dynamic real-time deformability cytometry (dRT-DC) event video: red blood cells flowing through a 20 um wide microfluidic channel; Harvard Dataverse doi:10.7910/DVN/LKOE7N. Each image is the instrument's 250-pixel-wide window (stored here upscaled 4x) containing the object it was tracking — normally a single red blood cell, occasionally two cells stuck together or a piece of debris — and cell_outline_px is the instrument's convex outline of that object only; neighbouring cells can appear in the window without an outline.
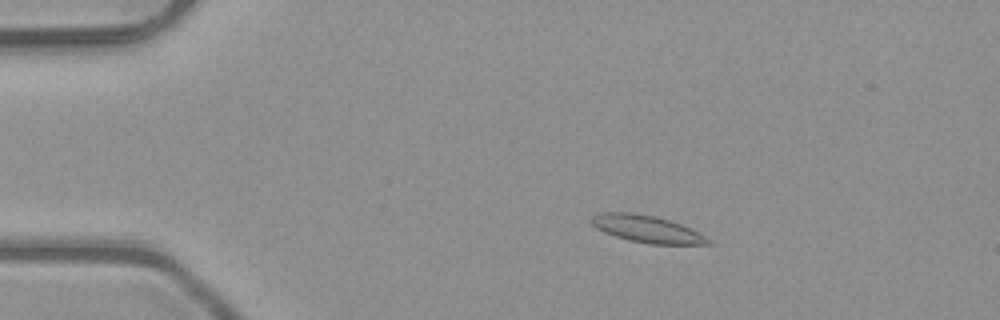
{"species": "common noctule bat (a hibernating species)", "species_latin": "Nyctalus noctula", "temperature_condition": "room temperature", "stored_images_in_passage": 4, "camera_frame_rate_fps": 3000, "um_per_image_px": 0.085, "animal": {"sex": "male", "body_mass_g": 23.1, "forearm_length_mm": 52.7}, "frame": {"image": 1, "passage_image": 3, "time_ms": 0.667, "image_size_px": [1000, 320], "cell_outline_px": [[712, 244], [648, 244], [628, 240], [604, 232], [596, 228], [588, 220], [592, 216], [600, 212], [632, 212], [656, 216], [680, 224], [712, 240]], "centroid_in_image_um": [54.92, 19.45], "position_along_channel_um": 30.1, "area_um2": 18.38}}